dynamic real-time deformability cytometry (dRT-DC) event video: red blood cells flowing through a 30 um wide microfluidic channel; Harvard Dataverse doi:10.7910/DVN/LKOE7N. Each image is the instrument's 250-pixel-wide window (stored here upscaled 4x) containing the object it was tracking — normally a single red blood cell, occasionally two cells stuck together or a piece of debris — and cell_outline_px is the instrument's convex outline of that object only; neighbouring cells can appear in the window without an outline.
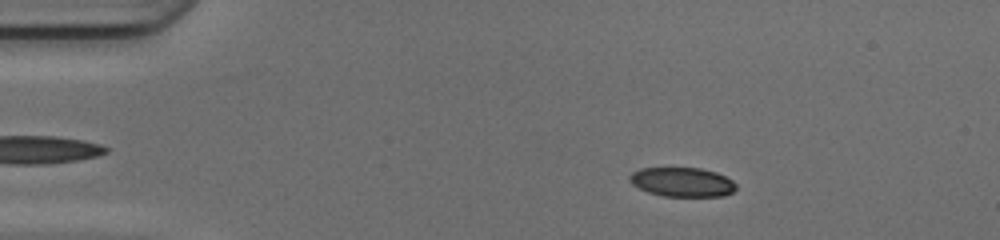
{"species": "common noctule bat (a hibernating species)", "species_latin": "Nyctalus noctula", "temperature_condition": "cold", "stored_images_in_passage": 49, "camera_frame_rate_fps": 3000, "um_per_image_px": 0.085, "animal": {"sex": "female", "body_mass_g": 17.0, "forearm_length_mm": 48.0}, "frame": {"image": 1, "passage_image": 8, "time_ms": 2.333, "image_size_px": [1000, 240], "cell_outline_px": [[736, 188], [732, 192], [724, 196], [664, 196], [648, 192], [632, 184], [628, 180], [628, 176], [632, 172], [640, 168], [700, 168], [716, 172], [732, 180], [736, 184]], "centroid_in_image_um": [57.97, 15.47], "position_along_channel_um": 27.0, "area_um2": 18.15}}
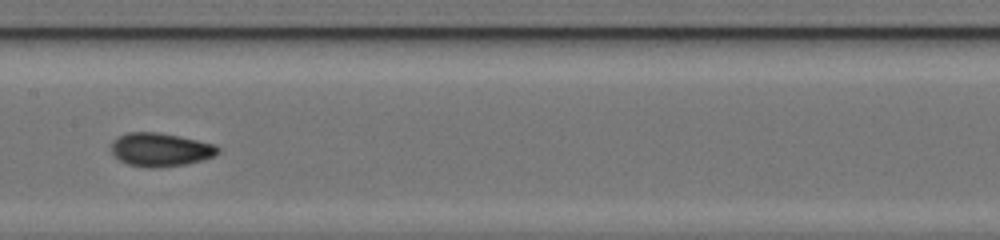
{"frame": {"image": 2, "passage_image": 25, "time_ms": 8.0, "image_size_px": [1000, 240], "cell_outline_px": [[220, 152], [212, 156], [200, 160], [184, 164], [160, 168], [148, 168], [128, 164], [120, 160], [112, 152], [112, 140], [128, 132], [160, 132], [180, 136], [216, 144], [220, 148]], "centroid_in_image_um": [13.65, 12.71], "position_along_channel_um": 193.7, "area_um2": 20.81}}
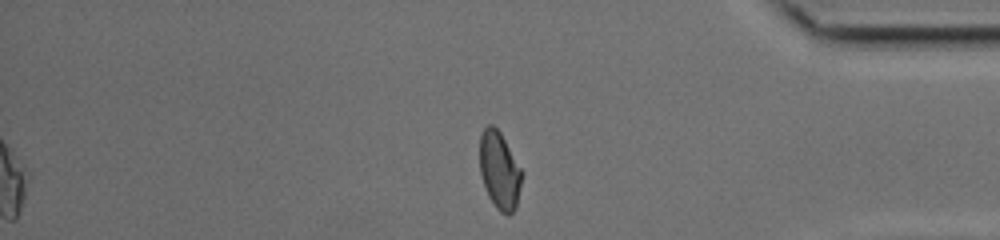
{"frame": {"image": 3, "passage_image": 41, "time_ms": 13.333, "image_size_px": [1000, 240], "cell_outline_px": [[524, 172], [516, 208], [508, 216], [500, 212], [496, 208], [488, 196], [480, 172], [480, 136], [484, 128], [488, 124], [492, 124], [500, 132]], "centroid_in_image_um": [42.48, 14.5], "position_along_channel_um": 392.7, "area_um2": 19.19}, "authors_computed_cell_mechanics": {"area_um2": 19.4786, "velocity_mm_per_s": 4.189, "shape_relaxation_time_tau1_ms": 5.7485, "shape_relaxation_time_tau2_ms": 1.3599, "deformation_change_tau1": 0.1756, "deformation_change_tau2": 0.0525}}